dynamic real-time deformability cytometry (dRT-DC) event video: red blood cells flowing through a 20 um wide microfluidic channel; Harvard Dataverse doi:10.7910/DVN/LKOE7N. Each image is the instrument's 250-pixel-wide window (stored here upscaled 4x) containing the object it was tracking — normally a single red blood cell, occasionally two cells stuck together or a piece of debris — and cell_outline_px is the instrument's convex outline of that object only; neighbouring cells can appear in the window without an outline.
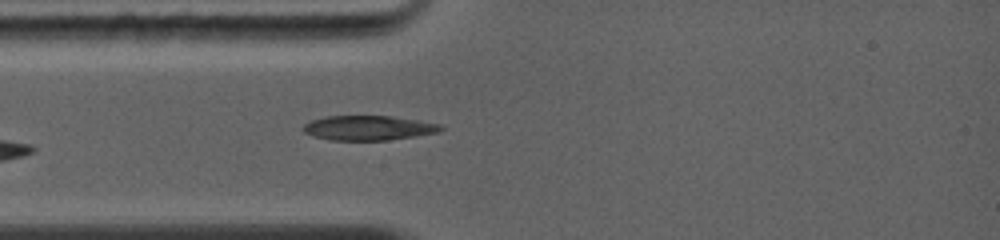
{"species": "common noctule bat (a hibernating species)", "species_latin": "Nyctalus noctula", "temperature_condition": "warm", "stored_images_in_passage": 4, "camera_frame_rate_fps": 5000, "um_per_image_px": 0.085, "animal": {"sex": "female", "body_mass_g": 19.0, "forearm_length_mm": 56.7}, "frame": {"image": 1, "passage_image": 4, "time_ms": 2.6, "image_size_px": [1000, 240], "cell_outline_px": [[444, 128], [436, 132], [384, 140], [332, 140], [316, 136], [304, 132], [304, 124], [312, 120], [324, 116], [392, 116], [440, 124]], "centroid_in_image_um": [31.28, 10.86], "position_along_channel_um": 53.7, "area_um2": 19.25}}